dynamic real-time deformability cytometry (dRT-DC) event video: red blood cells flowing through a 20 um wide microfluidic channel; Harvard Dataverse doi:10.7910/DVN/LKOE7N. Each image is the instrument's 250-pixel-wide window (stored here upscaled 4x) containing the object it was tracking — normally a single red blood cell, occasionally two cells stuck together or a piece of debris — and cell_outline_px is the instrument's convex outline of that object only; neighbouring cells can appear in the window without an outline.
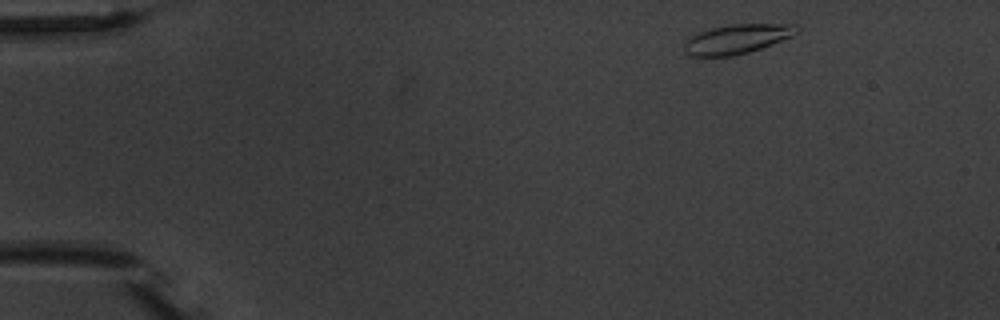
{"species": "common noctule bat (a hibernating species)", "species_latin": "Nyctalus noctula", "temperature_condition": "warm", "stored_images_in_passage": 8, "camera_frame_rate_fps": 3000, "um_per_image_px": 0.085, "animal": {"sex": "male", "body_mass_g": 20.1, "forearm_length_mm": 53.5}, "frame": {"image": 1, "passage_image": 1, "time_ms": 0.0, "image_size_px": [1000, 320], "cell_outline_px": [[800, 32], [792, 36], [760, 48], [748, 52], [732, 56], [688, 56], [684, 52], [684, 44], [692, 36], [700, 32], [712, 28], [732, 24], [796, 24], [800, 28]], "centroid_in_image_um": [62.67, 3.31], "position_along_channel_um": 22.3, "area_um2": 19.13}}
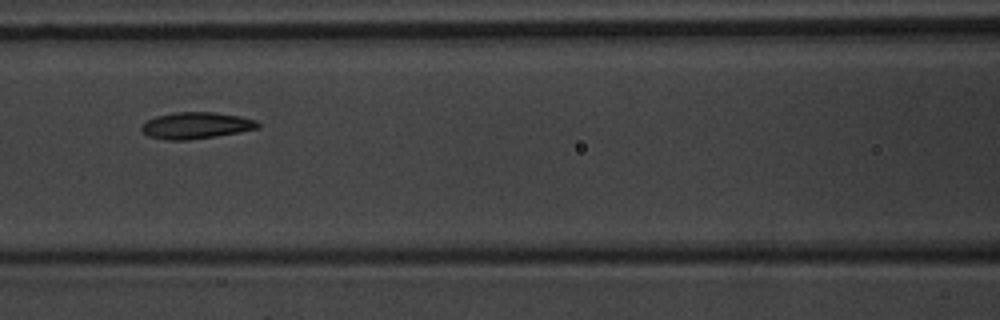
{"frame": {"image": 2, "passage_image": 6, "time_ms": 6.0, "image_size_px": [1000, 320], "cell_outline_px": [[260, 128], [216, 136], [188, 140], [164, 140], [148, 136], [140, 128], [140, 124], [156, 116], [176, 112], [216, 112], [240, 116], [256, 120], [260, 124]], "centroid_in_image_um": [16.66, 10.66], "position_along_channel_um": 149.9, "area_um2": 18.09}}
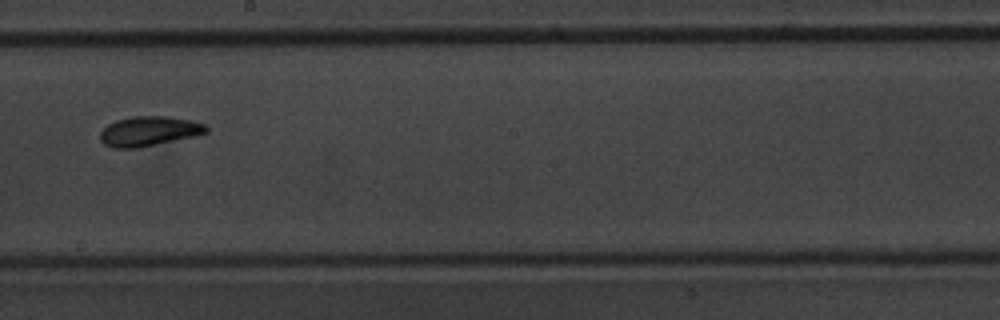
{"frame": {"image": 3, "passage_image": 8, "time_ms": 8.333, "image_size_px": [1000, 320], "cell_outline_px": [[208, 132], [196, 136], [140, 148], [112, 148], [104, 144], [100, 140], [100, 132], [108, 124], [116, 120], [132, 116], [168, 116], [188, 120], [204, 124], [208, 128]], "centroid_in_image_um": [12.65, 11.16], "position_along_channel_um": 235.6, "area_um2": 18.5}}